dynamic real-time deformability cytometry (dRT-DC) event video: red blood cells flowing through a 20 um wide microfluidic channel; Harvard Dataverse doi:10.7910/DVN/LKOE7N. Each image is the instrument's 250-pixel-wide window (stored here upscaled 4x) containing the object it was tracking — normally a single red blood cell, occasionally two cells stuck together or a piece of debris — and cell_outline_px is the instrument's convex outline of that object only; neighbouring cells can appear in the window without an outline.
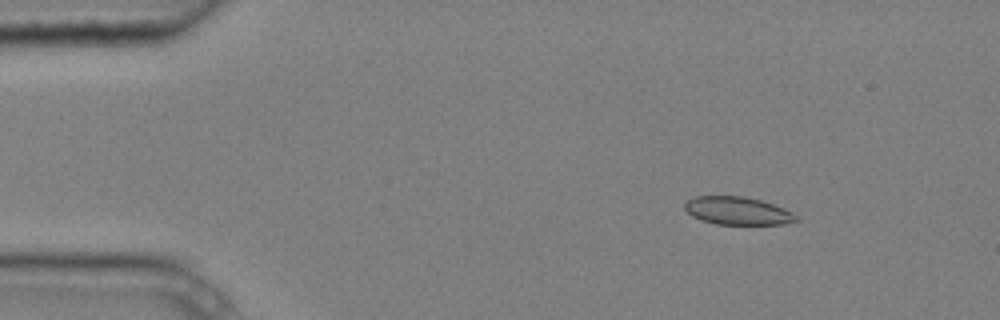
{"species": "common noctule bat (a hibernating species)", "species_latin": "Nyctalus noctula", "temperature_condition": "cold", "stored_images_in_passage": 5, "camera_frame_rate_fps": 3000, "um_per_image_px": 0.085, "animal": {"sex": "male", "body_mass_g": 20.4}, "frame": {"image": 1, "passage_image": 3, "time_ms": 0.667, "image_size_px": [1000, 320], "cell_outline_px": [[800, 220], [784, 224], [716, 224], [700, 220], [692, 216], [684, 208], [684, 204], [688, 200], [696, 196], [744, 196], [760, 200], [784, 208], [800, 216]], "centroid_in_image_um": [62.72, 17.92], "position_along_channel_um": 22.3, "area_um2": 18.21}}